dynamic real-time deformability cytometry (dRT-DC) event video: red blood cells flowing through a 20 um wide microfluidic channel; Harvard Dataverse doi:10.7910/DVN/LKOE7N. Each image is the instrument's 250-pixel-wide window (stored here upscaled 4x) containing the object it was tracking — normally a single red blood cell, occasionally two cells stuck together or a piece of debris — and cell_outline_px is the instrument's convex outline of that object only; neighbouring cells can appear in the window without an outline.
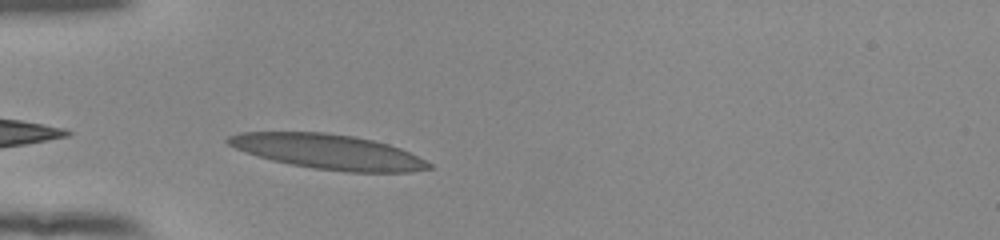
{"species": "human", "species_latin": "Homo sapiens", "temperature_condition": "room temperature", "stored_images_in_passage": 30, "camera_frame_rate_fps": 3000, "um_per_image_px": 0.085, "donor": {"sex": "female"}, "frame": {"image": 1, "passage_image": 1, "time_ms": 0.0, "image_size_px": [1000, 240], "cell_outline_px": [[432, 168], [412, 172], [348, 172], [312, 168], [272, 160], [236, 148], [228, 144], [224, 140], [228, 136], [240, 132], [324, 132], [352, 136], [372, 140], [388, 144], [400, 148], [432, 164]], "centroid_in_image_um": [27.91, 12.89], "position_along_channel_um": 57.1, "area_um2": 40.4}}
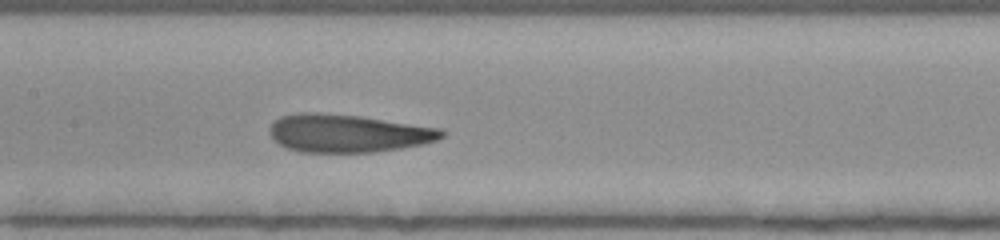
{"frame": {"image": 2, "passage_image": 11, "time_ms": 3.333, "image_size_px": [1000, 240], "cell_outline_px": [[448, 132], [444, 136], [436, 140], [420, 144], [400, 148], [372, 152], [300, 152], [288, 148], [272, 140], [268, 132], [268, 128], [280, 116], [296, 112], [316, 112], [360, 116], [444, 128]], "centroid_in_image_um": [29.56, 11.32], "position_along_channel_um": 177.8, "area_um2": 38.38}}
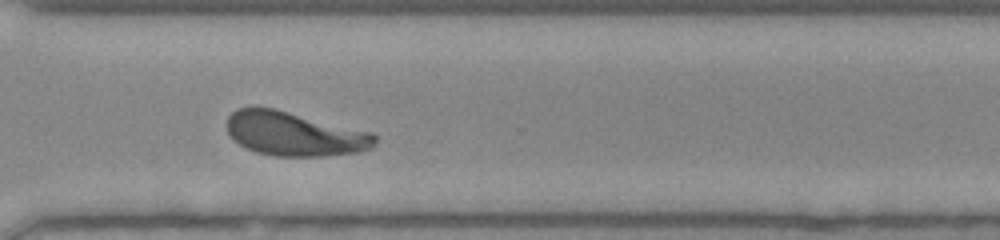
{"frame": {"image": 3, "passage_image": 24, "time_ms": 7.667, "image_size_px": [1000, 240], "cell_outline_px": [[376, 144], [372, 148], [356, 152], [320, 156], [272, 156], [256, 152], [244, 148], [232, 140], [224, 124], [228, 116], [236, 108], [252, 104], [276, 108], [372, 132], [376, 136]], "centroid_in_image_um": [24.93, 11.34], "position_along_channel_um": 345.7, "area_um2": 38.96}, "authors_computed_cell_mechanics": {"area_um2": 38.437, "velocity_mm_per_s": 3.8706, "shape_relaxation_time_tau1_ms": 4.665, "shape_relaxation_time_tau2_ms": 1.2632, "deformation_change_tau1": 0.1926, "deformation_change_tau2": 0.0986}}